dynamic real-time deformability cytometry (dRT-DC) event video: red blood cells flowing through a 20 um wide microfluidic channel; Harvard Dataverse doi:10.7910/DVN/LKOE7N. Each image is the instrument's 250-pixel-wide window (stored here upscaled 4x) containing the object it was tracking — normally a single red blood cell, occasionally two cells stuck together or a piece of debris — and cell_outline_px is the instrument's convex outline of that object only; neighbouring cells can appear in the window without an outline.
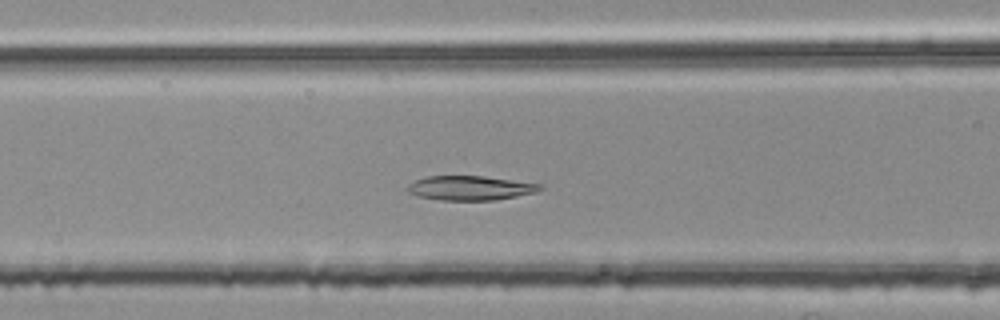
{"species": "common noctule bat (a hibernating species)", "species_latin": "Nyctalus noctula", "temperature_condition": "room temperature", "stored_images_in_passage": 47, "camera_frame_rate_fps": 3000, "um_per_image_px": 0.085, "animal": {"sex": "female", "body_mass_g": 25.1}, "frame": {"image": 1, "passage_image": 16, "time_ms": 5.0, "image_size_px": [1000, 320], "cell_outline_px": [[544, 188], [536, 192], [516, 196], [492, 200], [440, 200], [420, 196], [408, 192], [404, 188], [408, 184], [416, 180], [428, 176], [484, 176], [544, 184]], "centroid_in_image_um": [39.99, 15.97], "position_along_channel_um": 126.6, "area_um2": 18.84}}
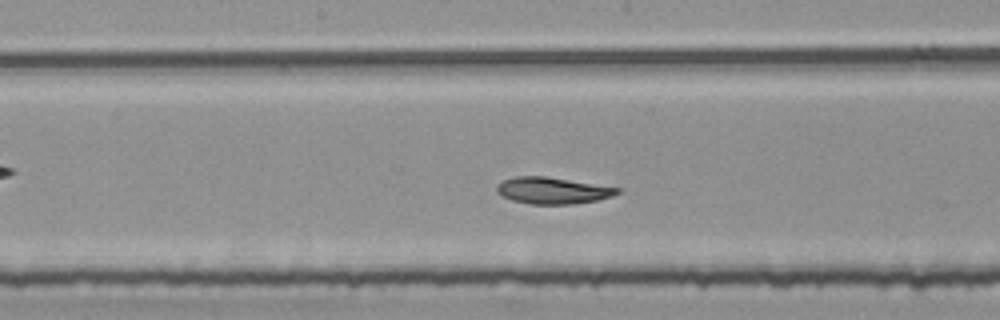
{"frame": {"image": 2, "passage_image": 22, "time_ms": 7.0, "image_size_px": [1000, 320], "cell_outline_px": [[620, 192], [612, 196], [596, 200], [572, 204], [528, 204], [512, 200], [496, 192], [496, 188], [504, 180], [516, 176], [544, 176], [620, 188]], "centroid_in_image_um": [46.96, 16.2], "position_along_channel_um": 201.2, "area_um2": 18.38}}
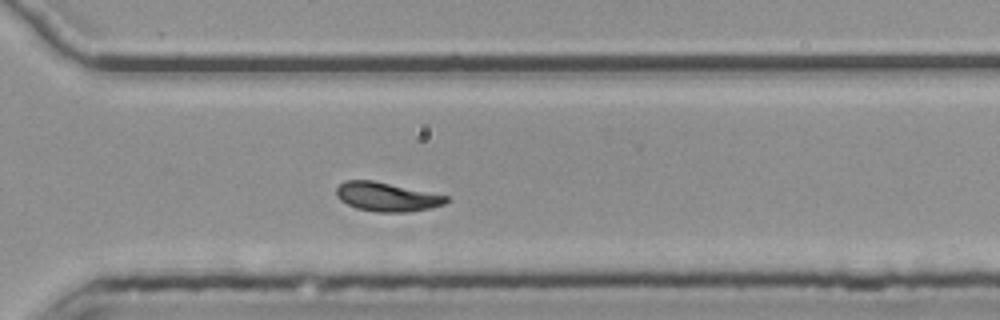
{"frame": {"image": 3, "passage_image": 33, "time_ms": 10.667, "image_size_px": [1000, 320], "cell_outline_px": [[452, 200], [444, 204], [432, 208], [408, 212], [376, 212], [356, 208], [340, 200], [336, 196], [336, 188], [344, 180], [372, 180], [448, 196]], "centroid_in_image_um": [32.89, 16.74], "position_along_channel_um": 337.7, "area_um2": 18.61}, "authors_computed_cell_mechanics": {"area_um2": 18.7272, "velocity_mm_per_s": 3.7318, "shape_relaxation_time_tau1_ms": 9.2296, "shape_relaxation_time_tau2_ms": 4.2872, "deformation_change_tau1": 0.173, "deformation_change_tau2": 0.0535}}